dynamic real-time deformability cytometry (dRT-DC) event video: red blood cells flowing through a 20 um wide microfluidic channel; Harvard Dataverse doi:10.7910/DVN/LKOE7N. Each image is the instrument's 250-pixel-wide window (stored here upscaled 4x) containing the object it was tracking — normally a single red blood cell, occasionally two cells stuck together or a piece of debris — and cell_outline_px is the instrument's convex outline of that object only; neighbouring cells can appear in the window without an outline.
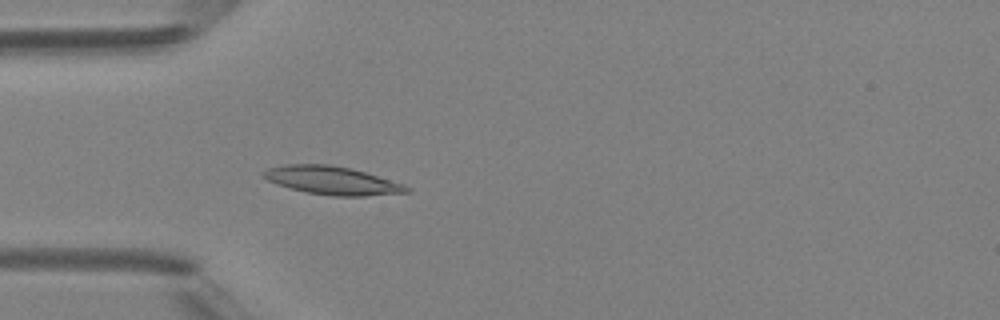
{"species": "Egyptian fruit bat (a non-hibernating species)", "species_latin": "Rousettus aegyptiacus", "temperature_condition": "room temperature", "stored_images_in_passage": 3, "camera_frame_rate_fps": 3000, "um_per_image_px": 0.085, "animal": {"sex": "female"}, "frame": {"image": 1, "passage_image": 3, "time_ms": 2.333, "image_size_px": [1000, 320], "cell_outline_px": [[412, 192], [364, 196], [332, 196], [308, 192], [292, 188], [268, 180], [260, 172], [268, 168], [284, 164], [328, 164], [348, 168], [364, 172], [404, 184], [412, 188]], "centroid_in_image_um": [28.27, 15.34], "position_along_channel_um": 56.7, "area_um2": 23.29}}